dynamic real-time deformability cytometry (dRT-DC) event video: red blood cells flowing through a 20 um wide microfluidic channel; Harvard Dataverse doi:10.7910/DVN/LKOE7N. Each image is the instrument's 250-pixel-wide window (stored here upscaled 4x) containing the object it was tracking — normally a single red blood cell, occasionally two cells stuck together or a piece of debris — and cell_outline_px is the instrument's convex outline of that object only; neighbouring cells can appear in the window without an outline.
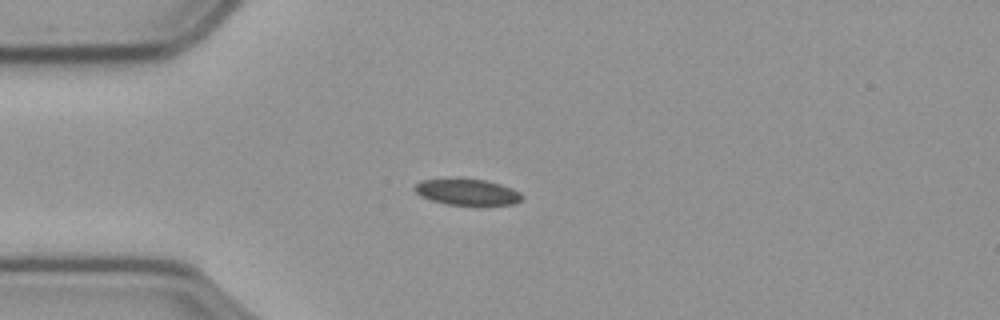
{"species": "common noctule bat (a hibernating species)", "species_latin": "Nyctalus noctula", "temperature_condition": "cold", "stored_images_in_passage": 35, "camera_frame_rate_fps": 3000, "um_per_image_px": 0.085, "animal": {"sex": "male", "body_mass_g": 23.1, "forearm_length_mm": 52.7}, "frame": {"image": 1, "passage_image": 1, "time_ms": 0.0, "image_size_px": [1000, 320], "cell_outline_px": [[524, 196], [520, 200], [512, 204], [448, 204], [432, 200], [420, 196], [412, 188], [420, 180], [488, 180], [512, 188], [520, 192]], "centroid_in_image_um": [39.72, 16.32], "position_along_channel_um": 45.3, "area_um2": 15.78}}
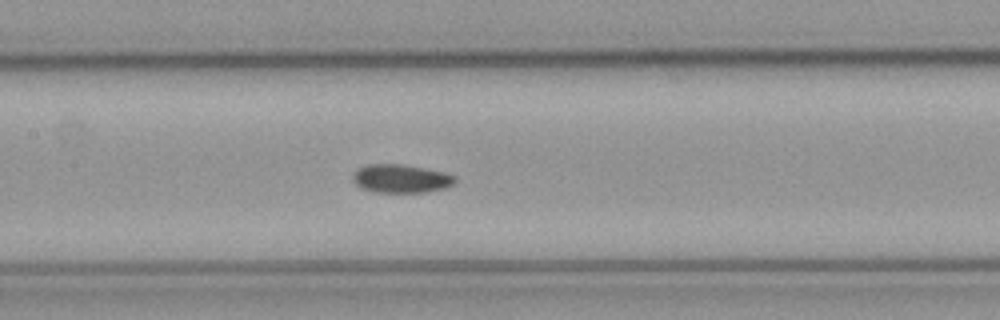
{"frame": {"image": 2, "passage_image": 13, "time_ms": 4.0, "image_size_px": [1000, 320], "cell_outline_px": [[456, 180], [448, 188], [424, 192], [372, 192], [360, 188], [352, 180], [352, 176], [356, 168], [368, 164], [404, 164], [444, 172], [456, 176]], "centroid_in_image_um": [34.06, 15.18], "position_along_channel_um": 173.3, "area_um2": 17.17}}
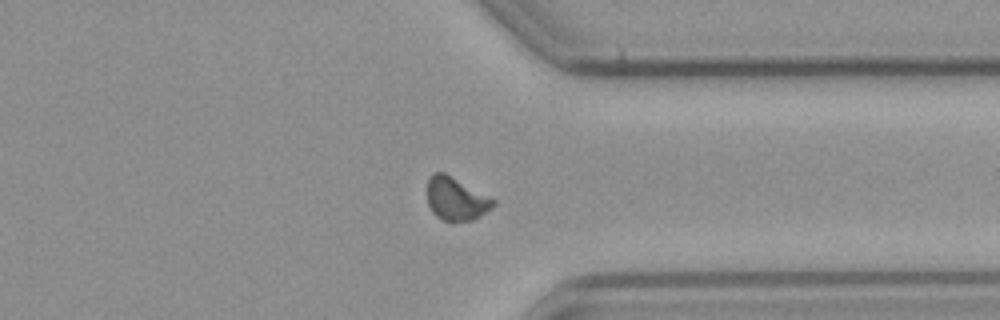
{"frame": {"image": 3, "passage_image": 30, "time_ms": 9.667, "image_size_px": [1000, 320], "cell_outline_px": [[496, 204], [492, 208], [480, 216], [472, 220], [452, 224], [436, 216], [432, 212], [428, 204], [428, 180], [432, 172], [444, 172], [496, 200]], "centroid_in_image_um": [38.76, 16.94], "position_along_channel_um": 372.6, "area_um2": 16.76}, "authors_computed_cell_mechanics": {"area_um2": 16.6464, "velocity_mm_per_s": 3.5769, "shape_relaxation_time_tau1_ms": null, "shape_relaxation_time_tau2_ms": 3.8979, "deformation_change_tau1": null, "deformation_change_tau2": 0.0696}}